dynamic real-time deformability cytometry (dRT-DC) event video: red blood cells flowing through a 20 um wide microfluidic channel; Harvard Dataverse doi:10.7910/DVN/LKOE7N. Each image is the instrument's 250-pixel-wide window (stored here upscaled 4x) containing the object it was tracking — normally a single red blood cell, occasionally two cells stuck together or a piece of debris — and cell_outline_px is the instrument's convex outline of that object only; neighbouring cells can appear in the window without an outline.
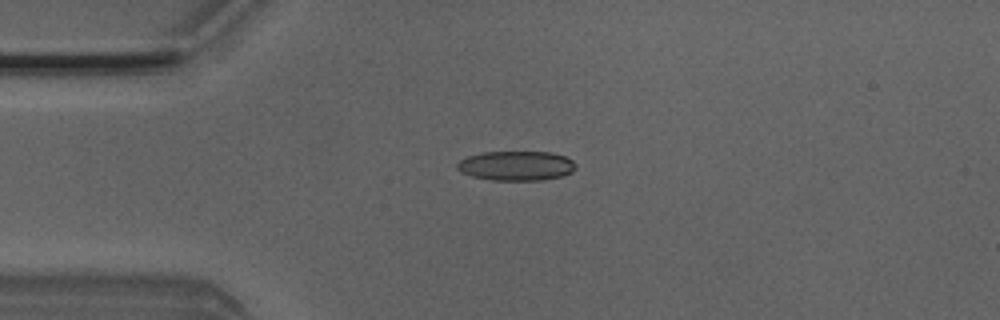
{"species": "Egyptian fruit bat (a non-hibernating species)", "species_latin": "Rousettus aegyptiacus", "temperature_condition": "room temperature", "stored_images_in_passage": 6, "camera_frame_rate_fps": 3000, "um_per_image_px": 0.085, "animal": {"sex": "male"}, "frame": {"image": 1, "passage_image": 4, "time_ms": 1.0, "image_size_px": [1000, 320], "cell_outline_px": [[576, 168], [572, 172], [560, 176], [540, 180], [492, 180], [472, 176], [460, 172], [456, 168], [456, 164], [460, 160], [468, 156], [484, 152], [552, 152], [564, 156], [572, 160], [576, 164]], "centroid_in_image_um": [43.87, 14.09], "position_along_channel_um": 41.1, "area_um2": 20.4}}